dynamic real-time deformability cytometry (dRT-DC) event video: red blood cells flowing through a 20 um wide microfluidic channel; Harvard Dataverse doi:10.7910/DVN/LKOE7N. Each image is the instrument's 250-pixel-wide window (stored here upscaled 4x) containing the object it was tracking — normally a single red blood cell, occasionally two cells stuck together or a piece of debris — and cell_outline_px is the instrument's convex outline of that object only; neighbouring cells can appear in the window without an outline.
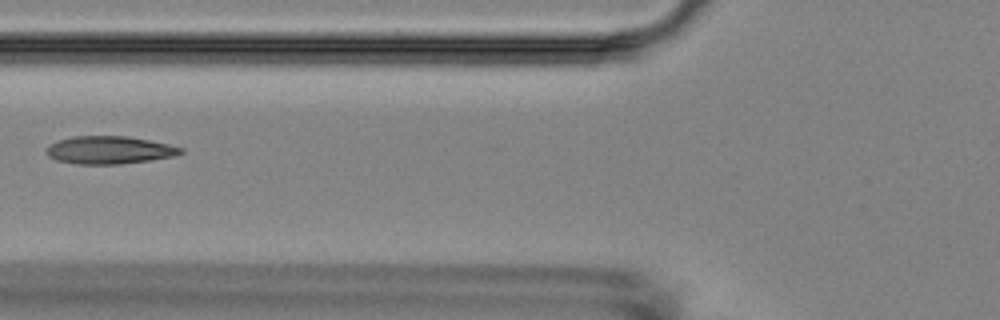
{"species": "Egyptian fruit bat (a non-hibernating species)", "species_latin": "Rousettus aegyptiacus", "temperature_condition": "room temperature", "stored_images_in_passage": 3, "camera_frame_rate_fps": 3000, "um_per_image_px": 0.085, "animal": {"sex": "female"}, "frame": {"image": 1, "passage_image": 3, "time_ms": 3.333, "image_size_px": [1000, 320], "cell_outline_px": [[184, 152], [172, 156], [148, 160], [120, 164], [76, 164], [56, 160], [48, 156], [44, 152], [48, 144], [72, 136], [128, 136], [168, 144], [184, 148]], "centroid_in_image_um": [9.24, 12.75], "position_along_channel_um": 116.6, "area_um2": 21.73}}